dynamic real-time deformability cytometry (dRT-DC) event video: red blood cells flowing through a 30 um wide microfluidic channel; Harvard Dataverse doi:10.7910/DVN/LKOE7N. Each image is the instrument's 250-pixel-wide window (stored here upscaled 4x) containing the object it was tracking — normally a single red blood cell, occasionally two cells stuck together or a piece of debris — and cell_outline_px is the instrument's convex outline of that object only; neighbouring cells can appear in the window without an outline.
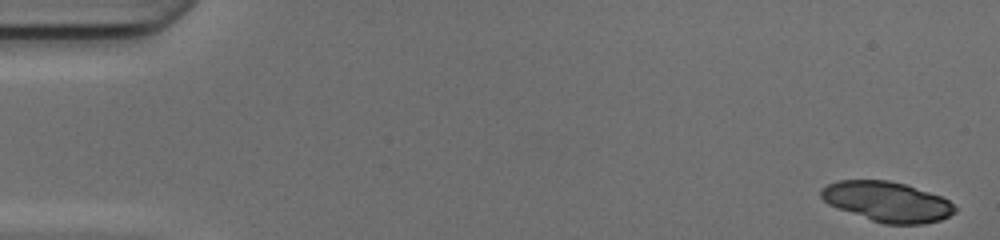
{"species": "common noctule bat (a hibernating species)", "species_latin": "Nyctalus noctula", "temperature_condition": "cold", "stored_images_in_passage": 12, "camera_frame_rate_fps": 3000, "um_per_image_px": 0.085, "animal": {"sex": "female", "body_mass_g": 17.0, "forearm_length_mm": 48.0}, "frame": {"image": 1, "passage_image": 1, "time_ms": 0.0, "image_size_px": [1000, 240], "cell_outline_px": [[956, 212], [940, 220], [924, 224], [884, 224], [836, 208], [828, 204], [820, 196], [820, 188], [836, 180], [888, 180], [904, 184], [940, 196], [948, 200], [956, 208]], "centroid_in_image_um": [75.37, 17.14], "position_along_channel_um": 9.6, "area_um2": 31.15}}